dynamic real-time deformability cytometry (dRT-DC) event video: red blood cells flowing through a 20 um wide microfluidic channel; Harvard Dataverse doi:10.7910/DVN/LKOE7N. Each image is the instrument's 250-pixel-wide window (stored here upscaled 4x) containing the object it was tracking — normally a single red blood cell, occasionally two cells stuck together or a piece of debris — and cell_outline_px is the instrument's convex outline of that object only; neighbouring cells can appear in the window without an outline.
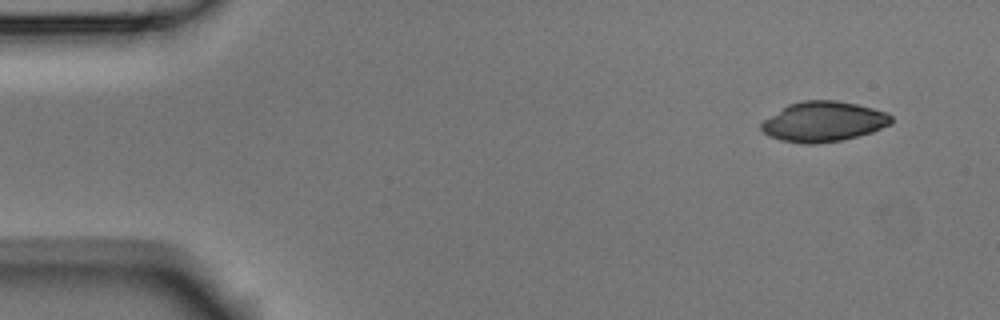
{"species": "Egyptian fruit bat (a non-hibernating species)", "species_latin": "Rousettus aegyptiacus", "temperature_condition": "room temperature", "stored_images_in_passage": 4, "camera_frame_rate_fps": 3000, "um_per_image_px": 0.085, "animal": {"sex": "male"}, "frame": {"image": 1, "passage_image": 1, "time_ms": 0.0, "image_size_px": [1000, 320], "cell_outline_px": [[892, 124], [872, 132], [840, 140], [816, 144], [804, 144], [780, 140], [768, 136], [760, 128], [760, 124], [764, 120], [788, 104], [804, 100], [836, 100], [856, 104], [888, 112], [892, 116]], "centroid_in_image_um": [70.0, 10.34], "position_along_channel_um": 15.0, "area_um2": 30.4}}
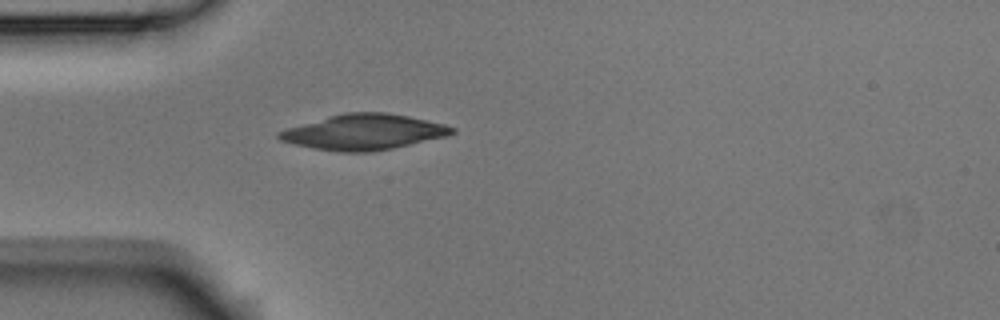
{"frame": {"image": 2, "passage_image": 4, "time_ms": 1.0, "image_size_px": [1000, 320], "cell_outline_px": [[456, 132], [448, 136], [392, 148], [372, 152], [340, 152], [312, 148], [280, 140], [276, 136], [276, 132], [288, 128], [328, 116], [344, 112], [388, 112], [408, 116], [444, 124], [456, 128]], "centroid_in_image_um": [30.93, 11.22], "position_along_channel_um": 54.1, "area_um2": 35.72}}